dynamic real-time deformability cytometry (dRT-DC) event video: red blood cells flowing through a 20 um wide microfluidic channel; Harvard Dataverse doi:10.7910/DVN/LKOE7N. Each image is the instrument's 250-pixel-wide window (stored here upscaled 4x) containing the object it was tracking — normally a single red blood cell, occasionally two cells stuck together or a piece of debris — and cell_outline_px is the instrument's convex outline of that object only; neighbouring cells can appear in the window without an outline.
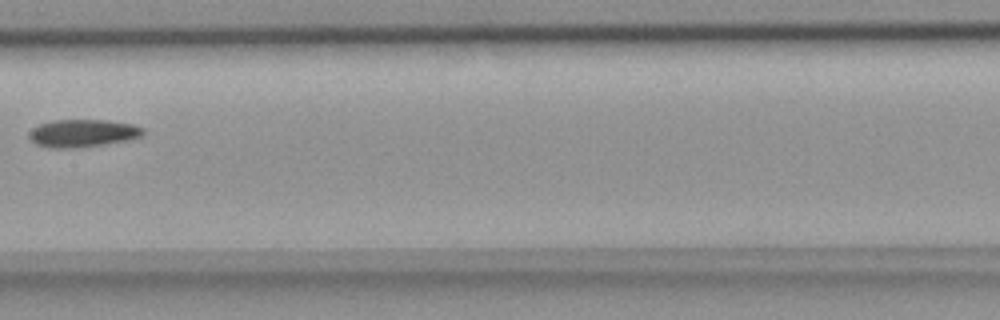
{"species": "common noctule bat (a hibernating species)", "species_latin": "Nyctalus noctula", "temperature_condition": "room temperature", "stored_images_in_passage": 10, "camera_frame_rate_fps": 3000, "um_per_image_px": 0.085, "animal": {"sex": "female", "body_mass_g": 18.4}, "frame": {"image": 1, "passage_image": 9, "time_ms": 2.667, "image_size_px": [1000, 320], "cell_outline_px": [[144, 132], [140, 136], [128, 140], [100, 144], [64, 148], [52, 148], [36, 144], [28, 136], [28, 132], [36, 124], [52, 120], [108, 120], [132, 124], [144, 128]], "centroid_in_image_um": [6.98, 11.3], "position_along_channel_um": 200.4, "area_um2": 18.21}}
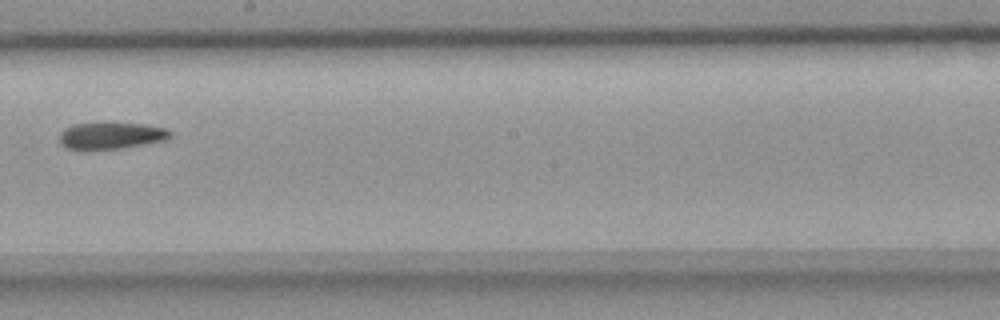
{"frame": {"image": 2, "passage_image": 10, "time_ms": 3.0, "image_size_px": [1000, 320], "cell_outline_px": [[172, 136], [168, 140], [120, 148], [88, 152], [68, 148], [60, 144], [60, 132], [64, 128], [72, 124], [104, 120], [112, 120], [144, 124], [164, 128], [172, 132]], "centroid_in_image_um": [9.4, 11.5], "position_along_channel_um": 238.8, "area_um2": 18.61}}